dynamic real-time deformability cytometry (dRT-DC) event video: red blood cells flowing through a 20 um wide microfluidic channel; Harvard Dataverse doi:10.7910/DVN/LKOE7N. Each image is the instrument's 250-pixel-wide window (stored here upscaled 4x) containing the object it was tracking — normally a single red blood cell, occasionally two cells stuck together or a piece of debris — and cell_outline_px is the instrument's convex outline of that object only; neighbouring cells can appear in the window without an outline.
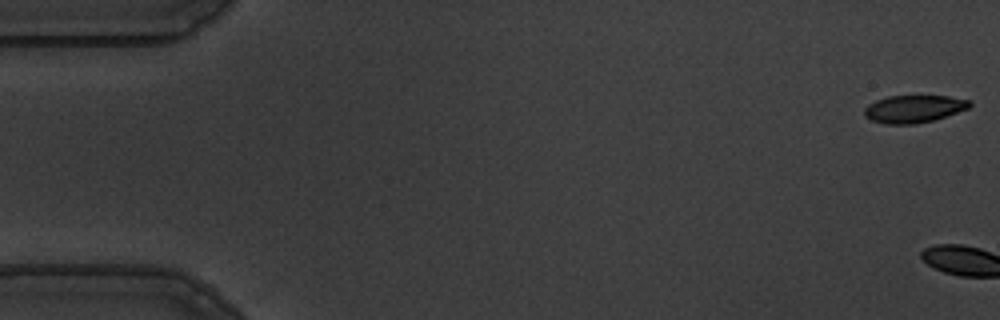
{"species": "common noctule bat (a hibernating species)", "species_latin": "Nyctalus noctula", "temperature_condition": "warm", "stored_images_in_passage": 3, "camera_frame_rate_fps": 3000, "um_per_image_px": 0.085, "animal": {"sex": "male", "body_mass_g": 19.5, "forearm_length_mm": 54.6}, "frame": {"image": 1, "passage_image": 1, "time_ms": 0.0, "image_size_px": [1000, 320], "cell_outline_px": [[972, 104], [968, 108], [932, 120], [916, 124], [884, 124], [872, 120], [864, 116], [864, 108], [868, 104], [876, 100], [888, 96], [948, 96], [972, 100]], "centroid_in_image_um": [77.65, 9.25], "position_along_channel_um": 7.3, "area_um2": 16.82}}